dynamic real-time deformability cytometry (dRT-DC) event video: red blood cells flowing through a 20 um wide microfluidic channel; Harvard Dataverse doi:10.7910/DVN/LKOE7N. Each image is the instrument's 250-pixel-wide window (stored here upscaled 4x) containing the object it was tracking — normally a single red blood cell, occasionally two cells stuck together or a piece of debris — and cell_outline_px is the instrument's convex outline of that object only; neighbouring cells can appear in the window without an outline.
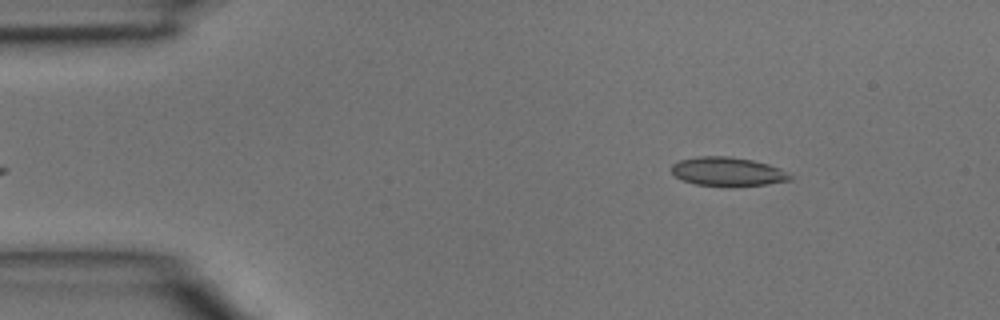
{"species": "common noctule bat (a hibernating species)", "species_latin": "Nyctalus noctula", "temperature_condition": "room temperature", "stored_images_in_passage": 5, "segment_of_instrument_passage": [2, 2], "camera_frame_rate_fps": 3000, "um_per_image_px": 0.085, "animal": {"sex": "male", "body_mass_g": 15.6}, "frame": {"image": 1, "passage_image": 5, "time_ms": 1.333, "image_size_px": [1000, 320], "cell_outline_px": [[792, 180], [768, 184], [696, 184], [684, 180], [676, 176], [672, 172], [672, 164], [680, 160], [696, 156], [732, 156], [752, 160], [768, 164], [780, 168], [792, 176]], "centroid_in_image_um": [61.86, 14.54], "position_along_channel_um": 23.1, "area_um2": 19.31}}